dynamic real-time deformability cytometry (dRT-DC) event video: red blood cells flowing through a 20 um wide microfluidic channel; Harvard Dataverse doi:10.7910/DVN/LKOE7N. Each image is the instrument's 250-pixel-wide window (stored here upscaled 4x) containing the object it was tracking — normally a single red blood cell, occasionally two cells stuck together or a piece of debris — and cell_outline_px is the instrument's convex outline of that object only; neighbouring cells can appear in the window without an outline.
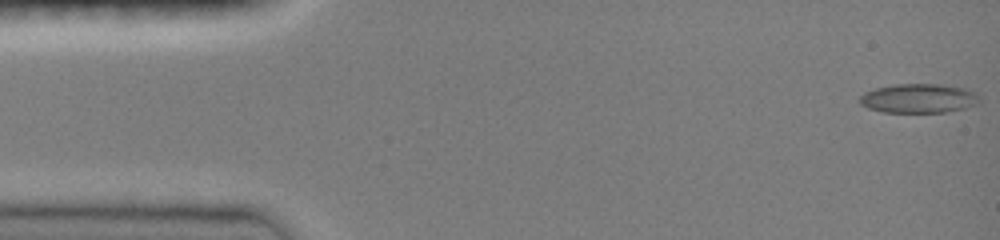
{"species": "common noctule bat (a hibernating species)", "species_latin": "Nyctalus noctula", "temperature_condition": "room temperature", "stored_images_in_passage": 44, "camera_frame_rate_fps": 3000, "um_per_image_px": 0.085, "animal": {"sex": "female", "body_mass_g": 19.0, "forearm_length_mm": 51.5}, "frame": {"image": 1, "passage_image": 1, "time_ms": 0.0, "image_size_px": [1000, 240], "cell_outline_px": [[980, 104], [964, 108], [944, 112], [884, 112], [868, 108], [860, 104], [860, 96], [864, 92], [876, 88], [896, 84], [940, 84], [968, 88], [976, 92], [980, 100]], "centroid_in_image_um": [78.13, 8.35], "position_along_channel_um": 6.9, "area_um2": 20.52}}
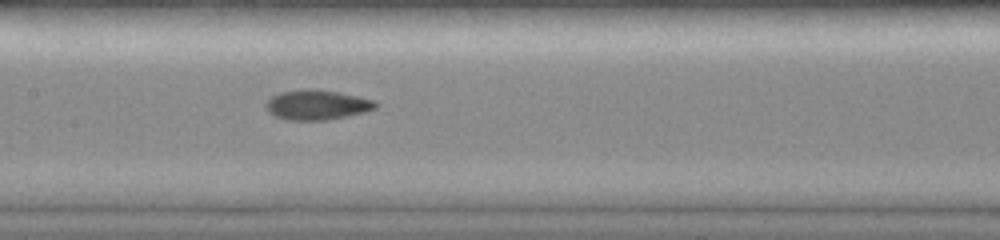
{"frame": {"image": 2, "passage_image": 20, "time_ms": 7.333, "image_size_px": [1000, 240], "cell_outline_px": [[380, 104], [376, 108], [364, 112], [348, 116], [324, 120], [288, 120], [276, 116], [268, 112], [264, 104], [272, 96], [280, 92], [308, 88], [336, 92], [376, 100]], "centroid_in_image_um": [26.95, 8.91], "position_along_channel_um": 180.5, "area_um2": 19.07}}
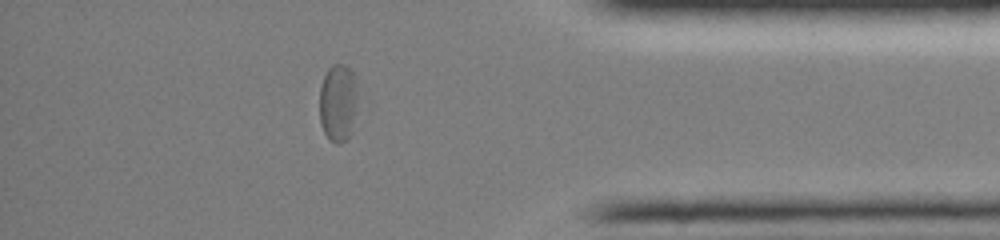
{"frame": {"image": 3, "passage_image": 37, "time_ms": 13.333, "image_size_px": [1000, 240], "cell_outline_px": [[356, 108], [352, 132], [340, 144], [336, 144], [328, 140], [324, 132], [320, 120], [320, 88], [324, 76], [328, 68], [332, 64], [344, 64], [356, 76]], "centroid_in_image_um": [28.73, 8.74], "position_along_channel_um": 406.5, "area_um2": 17.4}, "authors_computed_cell_mechanics": {"area_um2": 18.9006, "velocity_mm_per_s": 3.9982, "shape_relaxation_time_tau1_ms": null, "shape_relaxation_time_tau2_ms": 2.0921, "deformation_change_tau1": null, "deformation_change_tau2": 0.0736}}